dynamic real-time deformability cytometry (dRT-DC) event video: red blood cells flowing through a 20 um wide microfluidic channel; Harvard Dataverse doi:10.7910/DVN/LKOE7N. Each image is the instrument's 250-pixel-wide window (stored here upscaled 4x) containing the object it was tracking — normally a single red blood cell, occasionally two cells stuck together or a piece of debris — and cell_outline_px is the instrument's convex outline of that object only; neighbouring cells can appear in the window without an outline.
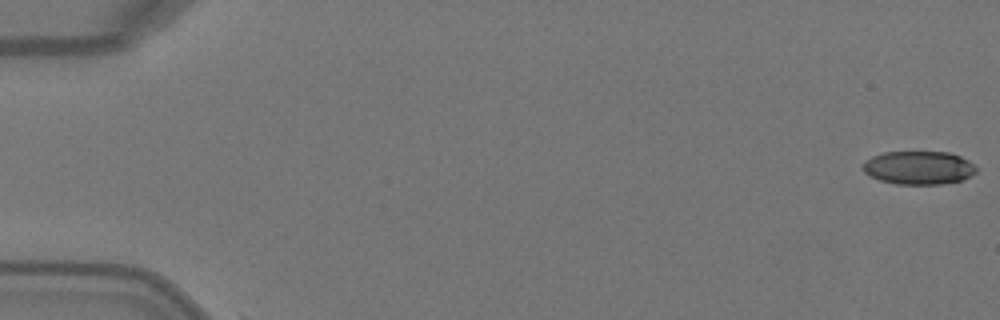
{"species": "Egyptian fruit bat (a non-hibernating species)", "species_latin": "Rousettus aegyptiacus", "temperature_condition": "warm", "stored_images_in_passage": 50, "camera_frame_rate_fps": 3000, "um_per_image_px": 0.085, "animal": {"sex": "female"}, "frame": {"image": 1, "passage_image": 1, "time_ms": 0.0, "image_size_px": [1000, 320], "cell_outline_px": [[976, 172], [960, 180], [940, 184], [896, 184], [880, 180], [868, 176], [864, 172], [864, 160], [872, 156], [884, 152], [948, 152], [960, 156], [968, 160], [976, 168]], "centroid_in_image_um": [78.05, 14.25], "position_along_channel_um": 7.0, "area_um2": 21.91}}
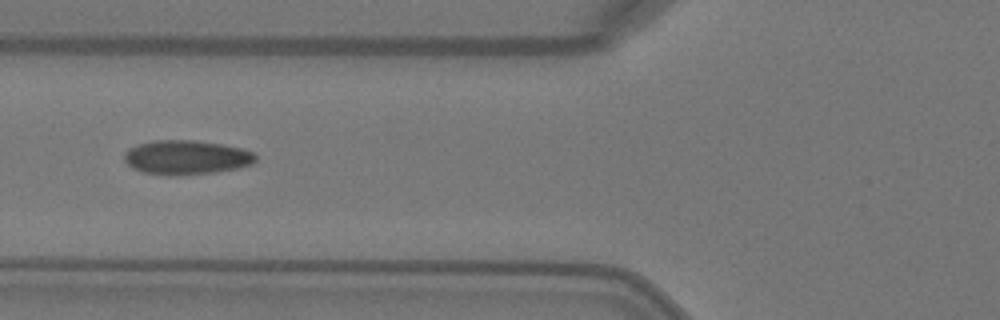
{"frame": {"image": 2, "passage_image": 20, "time_ms": 6.333, "image_size_px": [1000, 320], "cell_outline_px": [[256, 160], [252, 164], [240, 168], [216, 172], [144, 172], [132, 168], [124, 160], [124, 152], [128, 148], [140, 144], [156, 140], [192, 140], [220, 144], [240, 148], [252, 152], [256, 156]], "centroid_in_image_um": [15.86, 13.33], "position_along_channel_um": 109.9, "area_um2": 25.14}}
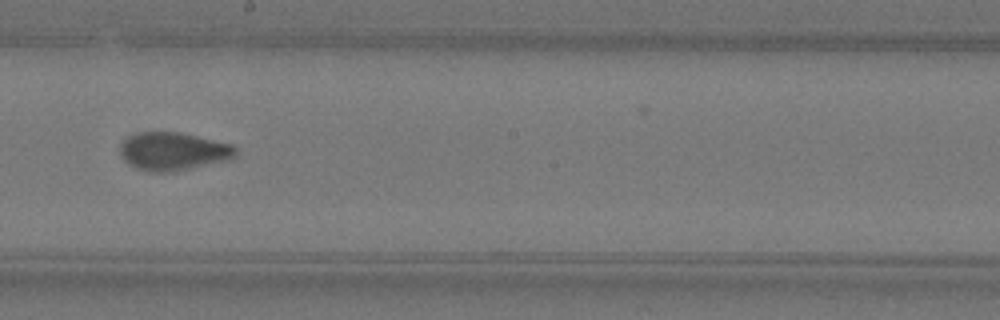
{"frame": {"image": 3, "passage_image": 29, "time_ms": 9.333, "image_size_px": [1000, 320], "cell_outline_px": [[236, 156], [232, 160], [176, 172], [148, 172], [136, 168], [128, 164], [120, 156], [120, 144], [128, 136], [136, 132], [180, 132], [232, 144], [236, 148]], "centroid_in_image_um": [14.73, 12.88], "position_along_channel_um": 233.5, "area_um2": 26.24}, "authors_computed_cell_mechanics": {"area_um2": 24.9118, "velocity_mm_per_s": 4.1219, "shape_relaxation_time_tau1_ms": 5.253, "shape_relaxation_time_tau2_ms": 0.8383, "deformation_change_tau1": 0.1817, "deformation_change_tau2": 0.0519}}